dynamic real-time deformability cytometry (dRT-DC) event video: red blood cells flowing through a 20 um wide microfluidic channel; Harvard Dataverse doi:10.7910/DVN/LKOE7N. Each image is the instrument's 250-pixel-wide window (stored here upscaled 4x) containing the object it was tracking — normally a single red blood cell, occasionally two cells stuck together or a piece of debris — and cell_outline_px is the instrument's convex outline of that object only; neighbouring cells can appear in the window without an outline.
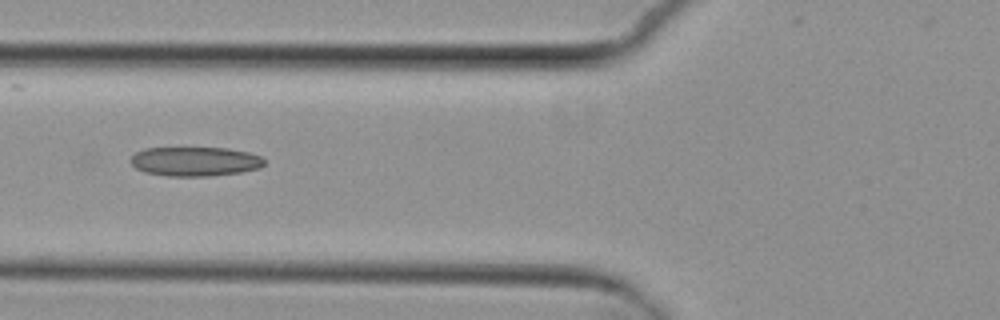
{"species": "common noctule bat (a hibernating species)", "species_latin": "Nyctalus noctula", "temperature_condition": "cold", "stored_images_in_passage": 6, "camera_frame_rate_fps": 3000, "um_per_image_px": 0.085, "animal": {"sex": "female", "body_mass_g": 29.2, "forearm_length_mm": 56.3}, "frame": {"image": 1, "passage_image": 4, "time_ms": 4.333, "image_size_px": [1000, 320], "cell_outline_px": [[264, 164], [260, 168], [240, 172], [208, 176], [168, 176], [144, 172], [136, 168], [128, 160], [136, 152], [144, 148], [228, 148], [248, 152], [260, 156], [264, 160]], "centroid_in_image_um": [16.55, 13.72], "position_along_channel_um": 109.2, "area_um2": 22.83}}
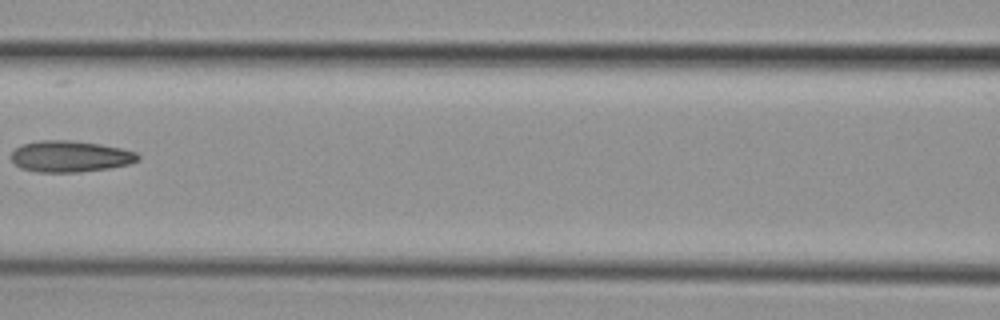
{"frame": {"image": 2, "passage_image": 5, "time_ms": 5.667, "image_size_px": [1000, 320], "cell_outline_px": [[140, 160], [128, 164], [112, 168], [80, 172], [36, 172], [20, 168], [12, 160], [12, 152], [16, 148], [24, 144], [36, 140], [72, 140], [100, 144], [120, 148], [136, 152], [140, 156]], "centroid_in_image_um": [5.98, 13.29], "position_along_channel_um": 160.6, "area_um2": 23.24}}
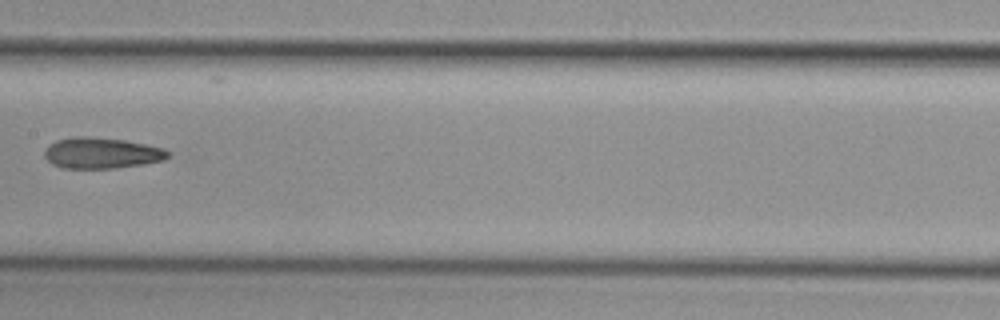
{"frame": {"image": 3, "passage_image": 6, "time_ms": 6.667, "image_size_px": [1000, 320], "cell_outline_px": [[168, 156], [164, 160], [144, 164], [116, 168], [64, 168], [52, 164], [44, 156], [44, 152], [48, 144], [56, 140], [72, 136], [88, 136], [124, 140], [164, 148], [168, 152]], "centroid_in_image_um": [8.6, 13.0], "position_along_channel_um": 198.8, "area_um2": 22.31}}